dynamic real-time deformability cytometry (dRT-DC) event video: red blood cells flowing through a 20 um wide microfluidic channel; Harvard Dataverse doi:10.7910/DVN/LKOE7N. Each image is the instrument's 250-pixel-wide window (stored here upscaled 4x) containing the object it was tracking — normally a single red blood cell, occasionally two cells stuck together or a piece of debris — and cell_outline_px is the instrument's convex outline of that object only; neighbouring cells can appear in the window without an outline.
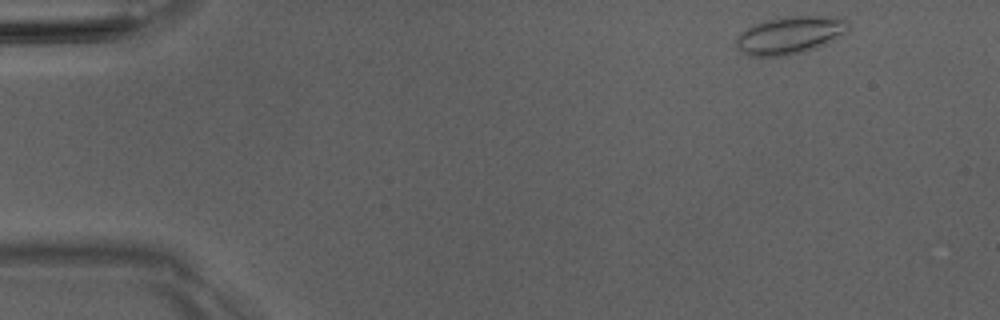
{"species": "Egyptian fruit bat (a non-hibernating species)", "species_latin": "Rousettus aegyptiacus", "temperature_condition": "room temperature", "stored_images_in_passage": 48, "camera_frame_rate_fps": 3000, "um_per_image_px": 0.085, "animal": {"sex": "male"}, "frame": {"image": 1, "passage_image": 2, "time_ms": 0.333, "image_size_px": [1000, 320], "cell_outline_px": [[848, 28], [836, 40], [816, 48], [788, 56], [748, 56], [736, 48], [736, 40], [740, 32], [756, 24], [768, 20], [792, 16], [844, 16], [848, 20]], "centroid_in_image_um": [67.18, 2.99], "position_along_channel_um": 17.8, "area_um2": 24.68}}
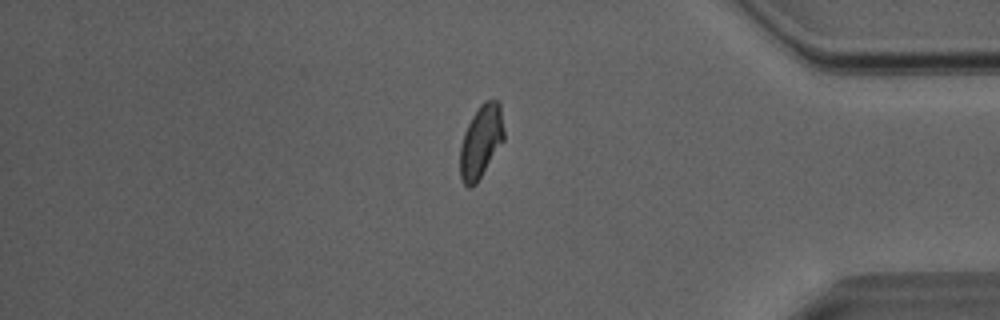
{"frame": {"image": 2, "passage_image": 40, "time_ms": 13.0, "image_size_px": [1000, 320], "cell_outline_px": [[504, 140], [476, 184], [472, 188], [468, 188], [464, 184], [460, 176], [460, 144], [464, 132], [472, 116], [480, 104], [484, 100], [496, 100], [500, 104], [504, 128]], "centroid_in_image_um": [40.87, 12.03], "position_along_channel_um": 394.3, "area_um2": 18.73}}
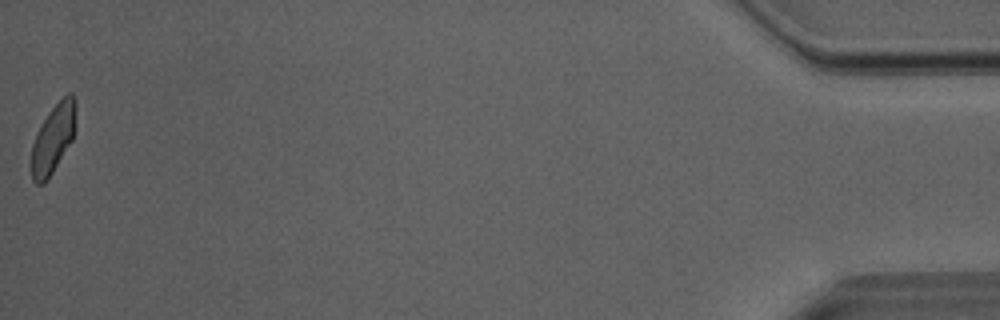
{"frame": {"image": 3, "passage_image": 48, "time_ms": 15.667, "image_size_px": [1000, 320], "cell_outline_px": [[76, 108], [72, 140], [52, 172], [44, 184], [36, 184], [32, 180], [32, 144], [48, 112], [68, 92], [72, 92], [76, 100]], "centroid_in_image_um": [4.53, 11.76], "position_along_channel_um": 430.7, "area_um2": 17.34}, "authors_computed_cell_mechanics": {"area_um2": 18.8139, "velocity_mm_per_s": 4.0406, "shape_relaxation_time_tau1_ms": 4.4582, "shape_relaxation_time_tau2_ms": 1.4717, "deformation_change_tau1": 0.1082, "deformation_change_tau2": 0.0539}}